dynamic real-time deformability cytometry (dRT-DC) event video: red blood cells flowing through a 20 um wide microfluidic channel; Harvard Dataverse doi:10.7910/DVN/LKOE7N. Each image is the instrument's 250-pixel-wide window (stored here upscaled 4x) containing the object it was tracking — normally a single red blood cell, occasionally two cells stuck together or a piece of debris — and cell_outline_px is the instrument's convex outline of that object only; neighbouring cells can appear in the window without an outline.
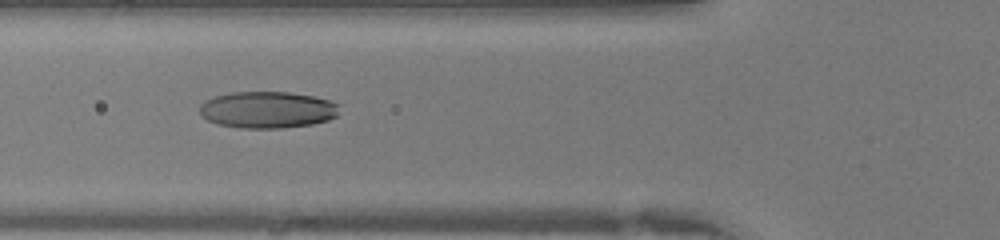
{"species": "human", "species_latin": "Homo sapiens", "temperature_condition": "warm", "stored_images_in_passage": 41, "camera_frame_rate_fps": 3000, "um_per_image_px": 0.085, "donor": {"sex": "female"}, "frame": {"image": 1, "passage_image": 14, "time_ms": 4.333, "image_size_px": [1000, 240], "cell_outline_px": [[340, 104], [336, 116], [328, 120], [312, 124], [280, 128], [240, 128], [216, 124], [208, 120], [200, 112], [200, 104], [204, 100], [212, 96], [232, 92], [288, 92], [312, 96], [328, 100]], "centroid_in_image_um": [22.71, 9.33], "position_along_channel_um": 103.1, "area_um2": 29.94}}
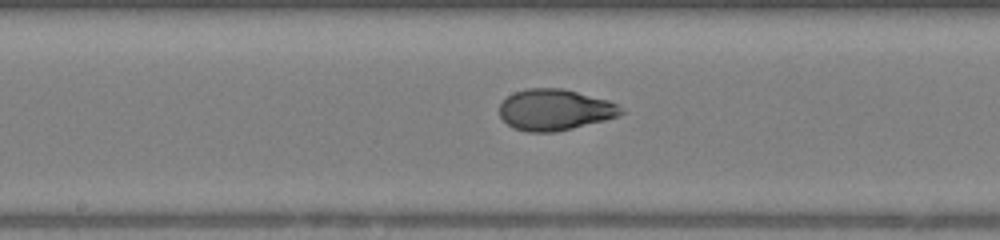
{"frame": {"image": 2, "passage_image": 20, "time_ms": 6.333, "image_size_px": [1000, 240], "cell_outline_px": [[624, 112], [616, 116], [604, 120], [556, 132], [528, 132], [512, 128], [500, 116], [500, 104], [512, 92], [528, 88], [564, 88], [608, 100], [624, 108]], "centroid_in_image_um": [47.14, 9.32], "position_along_channel_um": 201.1, "area_um2": 29.13}}
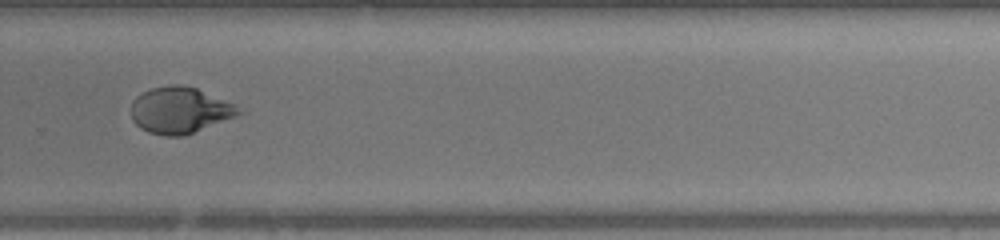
{"frame": {"image": 3, "passage_image": 27, "time_ms": 8.667, "image_size_px": [1000, 240], "cell_outline_px": [[244, 112], [236, 116], [184, 136], [164, 136], [148, 132], [140, 128], [132, 120], [132, 100], [136, 96], [152, 88], [172, 84], [180, 84], [196, 88], [236, 104]], "centroid_in_image_um": [15.29, 9.37], "position_along_channel_um": 314.5, "area_um2": 29.07}}